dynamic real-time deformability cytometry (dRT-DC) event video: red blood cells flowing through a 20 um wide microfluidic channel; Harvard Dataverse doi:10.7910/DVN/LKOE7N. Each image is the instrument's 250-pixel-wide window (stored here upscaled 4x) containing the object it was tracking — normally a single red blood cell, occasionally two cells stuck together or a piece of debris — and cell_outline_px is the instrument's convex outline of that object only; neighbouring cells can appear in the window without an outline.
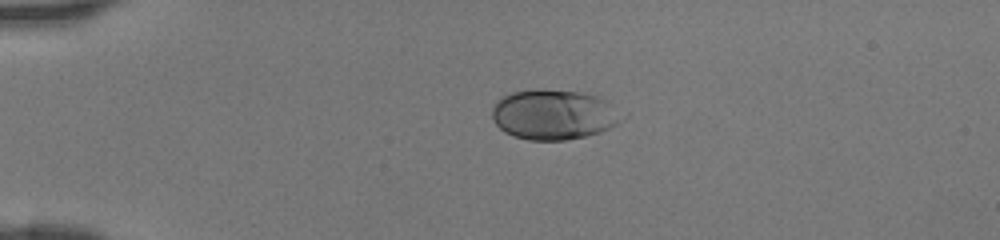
{"species": "human", "species_latin": "Homo sapiens", "temperature_condition": "room temperature", "stored_images_in_passage": 36, "camera_frame_rate_fps": 3000, "um_per_image_px": 0.085, "donor": {"sex": "female"}, "frame": {"image": 1, "passage_image": 1, "time_ms": 0.0, "image_size_px": [1000, 240], "cell_outline_px": [[628, 116], [620, 124], [600, 132], [584, 136], [564, 140], [528, 140], [512, 136], [504, 132], [496, 124], [492, 116], [492, 108], [500, 96], [508, 92], [580, 92], [596, 96], [628, 112]], "centroid_in_image_um": [47.15, 9.78], "position_along_channel_um": 37.8, "area_um2": 37.74}}
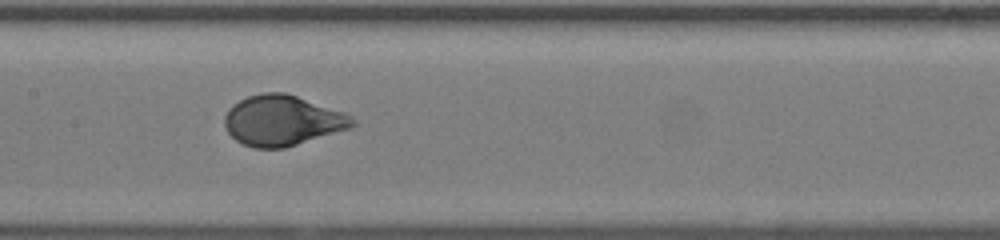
{"frame": {"image": 2, "passage_image": 14, "time_ms": 4.333, "image_size_px": [1000, 240], "cell_outline_px": [[356, 124], [352, 128], [284, 148], [252, 148], [236, 140], [228, 132], [224, 124], [224, 116], [228, 108], [232, 104], [248, 96], [264, 92], [284, 92], [344, 112], [352, 116], [356, 120]], "centroid_in_image_um": [24.0, 10.24], "position_along_channel_um": 183.4, "area_um2": 37.63}}
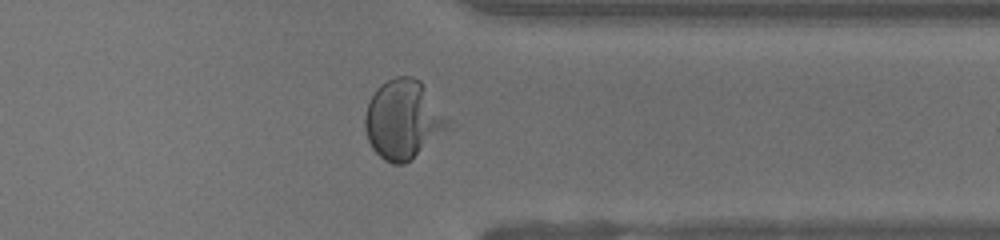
{"frame": {"image": 3, "passage_image": 27, "time_ms": 8.667, "image_size_px": [1000, 240], "cell_outline_px": [[452, 124], [448, 128], [404, 164], [392, 164], [384, 160], [372, 148], [368, 140], [364, 128], [364, 116], [368, 100], [376, 88], [380, 84], [396, 76], [412, 76], [420, 80], [452, 120]], "centroid_in_image_um": [34.26, 10.12], "position_along_channel_um": 377.1, "area_um2": 38.32}}